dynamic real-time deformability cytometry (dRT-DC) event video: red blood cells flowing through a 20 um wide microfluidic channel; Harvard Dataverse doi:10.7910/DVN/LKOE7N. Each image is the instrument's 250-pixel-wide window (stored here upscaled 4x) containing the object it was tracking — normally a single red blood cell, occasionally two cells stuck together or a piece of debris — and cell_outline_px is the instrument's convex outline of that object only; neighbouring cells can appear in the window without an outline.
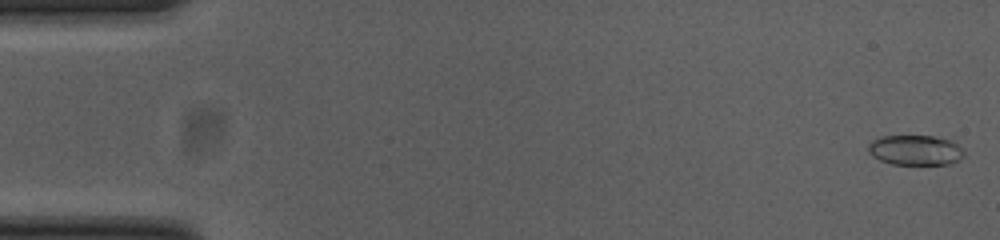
{"species": "common noctule bat (a hibernating species)", "species_latin": "Nyctalus noctula", "temperature_condition": "cold", "stored_images_in_passage": 55, "camera_frame_rate_fps": 3000, "um_per_image_px": 0.085, "animal": {"sex": "female", "body_mass_g": 23.0, "forearm_length_mm": 53.4}, "frame": {"image": 1, "passage_image": 1, "time_ms": 0.0, "image_size_px": [1000, 240], "cell_outline_px": [[964, 156], [960, 160], [948, 164], [892, 164], [880, 160], [872, 156], [868, 152], [868, 144], [872, 140], [880, 136], [932, 136], [952, 140], [964, 148]], "centroid_in_image_um": [77.82, 12.76], "position_along_channel_um": 7.2, "area_um2": 16.99}}
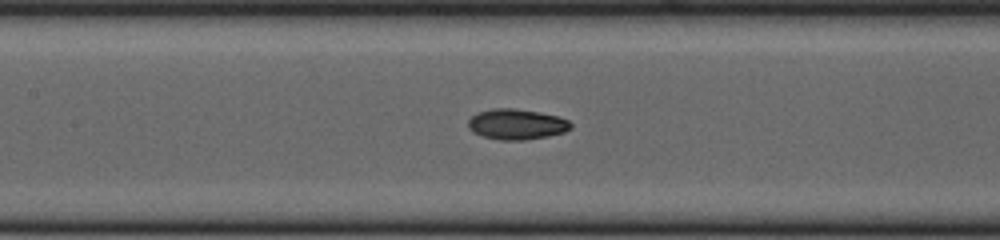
{"frame": {"image": 2, "passage_image": 25, "time_ms": 8.0, "image_size_px": [1000, 240], "cell_outline_px": [[572, 128], [564, 132], [548, 136], [524, 140], [500, 140], [484, 136], [472, 132], [468, 128], [468, 120], [476, 112], [496, 108], [512, 108], [540, 112], [560, 116], [568, 120], [572, 124]], "centroid_in_image_um": [43.92, 10.55], "position_along_channel_um": 163.5, "area_um2": 18.38}}
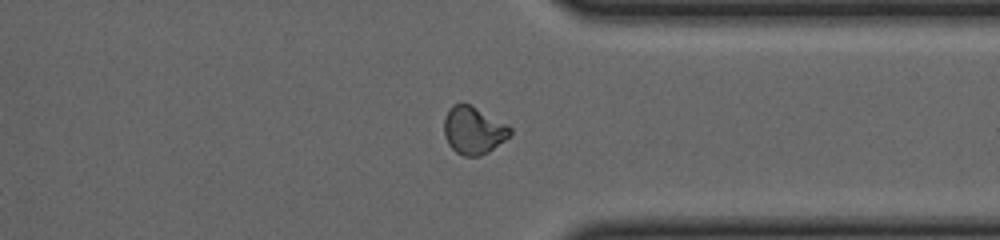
{"frame": {"image": 3, "passage_image": 42, "time_ms": 13.667, "image_size_px": [1000, 240], "cell_outline_px": [[512, 132], [504, 140], [488, 152], [480, 156], [464, 156], [456, 152], [448, 144], [444, 136], [444, 116], [448, 108], [452, 104], [468, 104], [508, 124], [512, 128]], "centroid_in_image_um": [40.22, 11.08], "position_along_channel_um": 371.2, "area_um2": 18.26}, "authors_computed_cell_mechanics": {"area_um2": 17.5712, "velocity_mm_per_s": 3.7107, "shape_relaxation_time_tau1_ms": 3.2173, "shape_relaxation_time_tau2_ms": 2.76, "deformation_change_tau1": 0.1459, "deformation_change_tau2": 0.0708}}